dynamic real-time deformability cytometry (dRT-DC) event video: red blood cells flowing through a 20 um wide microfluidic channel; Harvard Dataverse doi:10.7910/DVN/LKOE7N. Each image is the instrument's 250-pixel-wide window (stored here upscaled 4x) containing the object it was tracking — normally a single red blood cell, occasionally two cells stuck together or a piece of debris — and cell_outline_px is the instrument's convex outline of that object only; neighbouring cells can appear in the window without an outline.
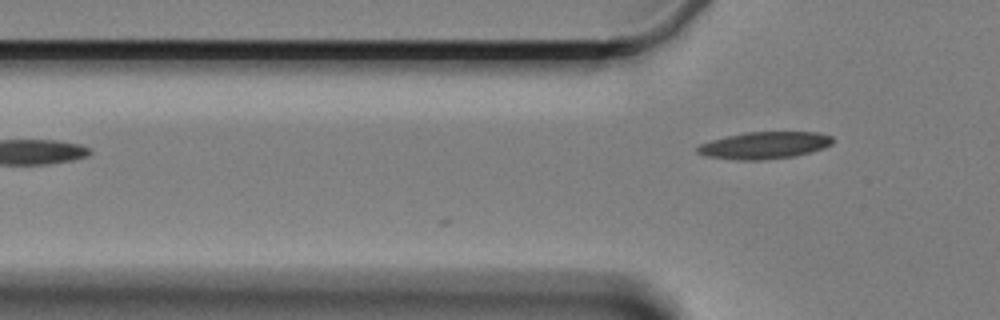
{"species": "Egyptian fruit bat (a non-hibernating species)", "species_latin": "Rousettus aegyptiacus", "temperature_condition": "cold", "stored_images_in_passage": 4, "camera_frame_rate_fps": 3000, "um_per_image_px": 0.085, "animal": {"sex": "female"}, "frame": {"image": 1, "passage_image": 4, "time_ms": 3.333, "image_size_px": [1000, 320], "cell_outline_px": [[832, 144], [824, 148], [792, 156], [760, 160], [736, 160], [704, 156], [696, 152], [696, 148], [700, 144], [712, 140], [744, 132], [820, 132], [832, 136]], "centroid_in_image_um": [64.95, 12.35], "position_along_channel_um": 60.8, "area_um2": 21.21}}